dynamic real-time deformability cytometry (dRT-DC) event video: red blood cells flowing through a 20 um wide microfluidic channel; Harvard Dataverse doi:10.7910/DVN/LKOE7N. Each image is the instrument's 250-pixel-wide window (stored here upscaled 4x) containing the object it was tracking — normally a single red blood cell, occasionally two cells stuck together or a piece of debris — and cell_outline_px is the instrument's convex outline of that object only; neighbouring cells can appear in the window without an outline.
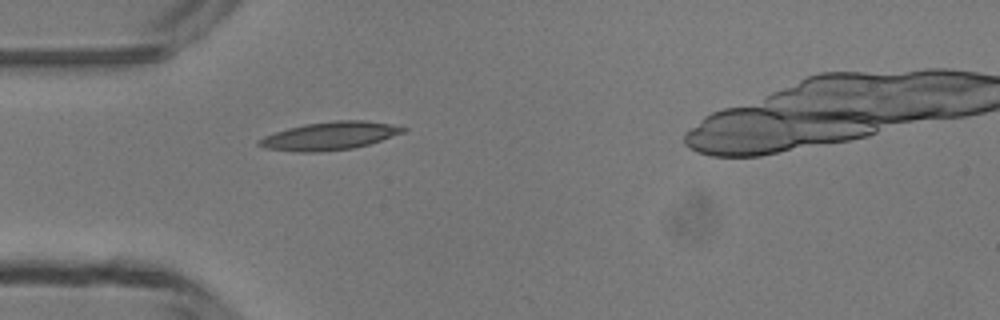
{"species": "common noctule bat (a hibernating species)", "species_latin": "Nyctalus noctula", "temperature_condition": "room temperature", "stored_images_in_passage": 2, "camera_frame_rate_fps": 3000, "um_per_image_px": 0.085, "animal": {"sex": "male", "body_mass_g": 13.3}, "frame": {"image": 1, "passage_image": 2, "time_ms": 1.333, "image_size_px": [1000, 320], "cell_outline_px": [[408, 128], [404, 132], [368, 144], [352, 148], [316, 152], [296, 152], [264, 148], [256, 144], [256, 140], [264, 136], [288, 128], [304, 124], [336, 120], [364, 120], [388, 124]], "centroid_in_image_um": [27.96, 11.55], "position_along_channel_um": 57.0, "area_um2": 23.35}}